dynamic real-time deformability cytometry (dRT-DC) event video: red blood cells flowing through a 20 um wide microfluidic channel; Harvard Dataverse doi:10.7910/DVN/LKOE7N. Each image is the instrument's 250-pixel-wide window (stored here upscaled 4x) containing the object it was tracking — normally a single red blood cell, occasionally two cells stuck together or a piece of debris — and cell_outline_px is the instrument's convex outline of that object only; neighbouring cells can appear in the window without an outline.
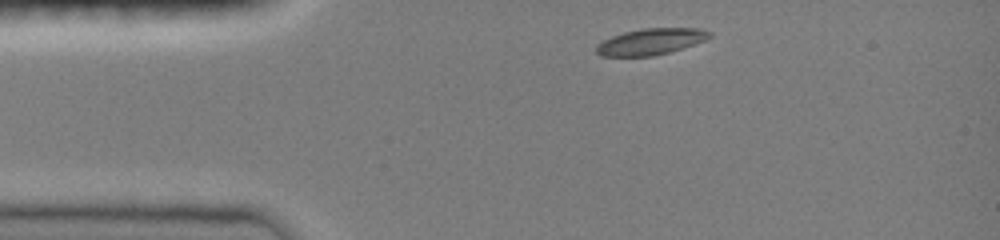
{"species": "common noctule bat (a hibernating species)", "species_latin": "Nyctalus noctula", "temperature_condition": "room temperature", "stored_images_in_passage": 35, "camera_frame_rate_fps": 3000, "um_per_image_px": 0.085, "animal": {"sex": "female", "body_mass_g": 19.0, "forearm_length_mm": 51.5}, "frame": {"image": 1, "passage_image": 1, "time_ms": 0.0, "image_size_px": [1000, 240], "cell_outline_px": [[712, 36], [704, 40], [668, 52], [652, 56], [600, 56], [596, 52], [596, 44], [612, 36], [624, 32], [640, 28], [700, 28], [712, 32]], "centroid_in_image_um": [55.29, 3.53], "position_along_channel_um": 29.7, "area_um2": 17.22}}
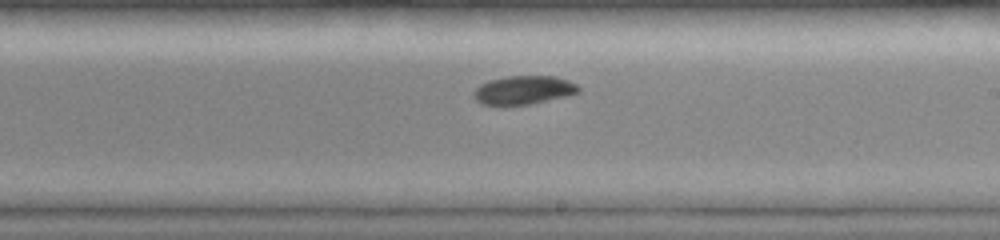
{"frame": {"image": 2, "passage_image": 20, "time_ms": 6.333, "image_size_px": [1000, 240], "cell_outline_px": [[580, 92], [568, 96], [528, 104], [480, 104], [472, 96], [472, 92], [480, 84], [488, 80], [508, 76], [556, 76], [568, 80], [576, 84], [580, 88]], "centroid_in_image_um": [44.5, 7.64], "position_along_channel_um": 244.5, "area_um2": 17.46}}
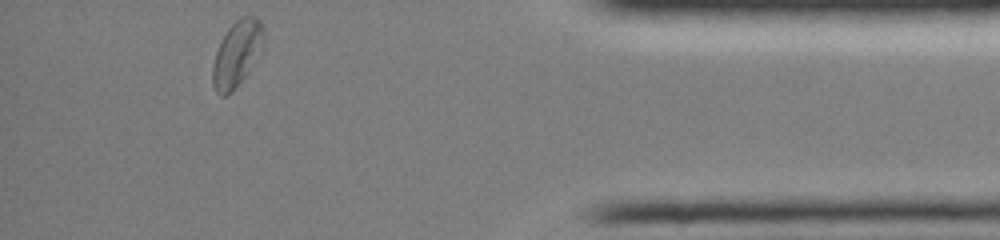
{"frame": {"image": 3, "passage_image": 35, "time_ms": 11.333, "image_size_px": [1000, 240], "cell_outline_px": [[264, 52], [244, 76], [224, 96], [220, 96], [216, 92], [212, 84], [212, 64], [220, 40], [228, 28], [240, 16], [256, 16], [260, 20], [264, 28]], "centroid_in_image_um": [20.17, 4.5], "position_along_channel_um": 415.0, "area_um2": 19.77}, "authors_computed_cell_mechanics": {"area_um2": 17.6868, "velocity_mm_per_s": 4.0272, "shape_relaxation_time_tau1_ms": 2.5586, "shape_relaxation_time_tau2_ms": null, "deformation_change_tau1": 0.1002, "deformation_change_tau2": null}}